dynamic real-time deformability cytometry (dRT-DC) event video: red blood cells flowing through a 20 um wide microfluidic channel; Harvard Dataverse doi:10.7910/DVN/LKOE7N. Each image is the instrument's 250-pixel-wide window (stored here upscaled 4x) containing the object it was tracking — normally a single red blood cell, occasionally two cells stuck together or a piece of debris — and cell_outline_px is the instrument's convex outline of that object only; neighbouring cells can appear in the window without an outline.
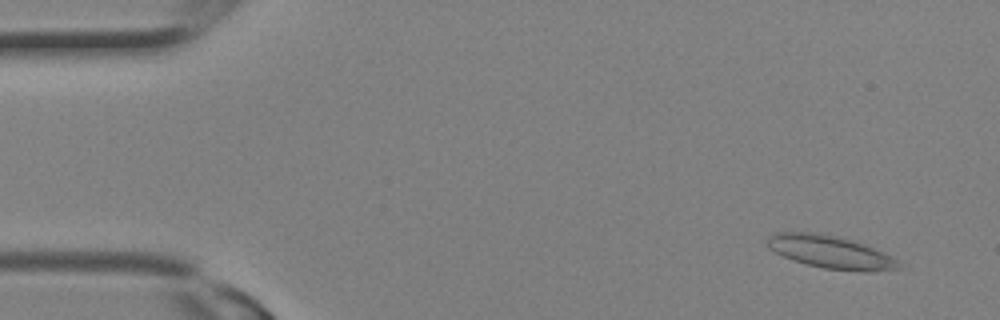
{"species": "Egyptian fruit bat (a non-hibernating species)", "species_latin": "Rousettus aegyptiacus", "temperature_condition": "room temperature", "stored_images_in_passage": 29, "camera_frame_rate_fps": 3000, "um_per_image_px": 0.085, "animal": {"sex": "female"}, "frame": {"image": 1, "passage_image": 2, "time_ms": 0.333, "image_size_px": [1000, 320], "cell_outline_px": [[900, 268], [868, 272], [856, 272], [824, 268], [804, 264], [792, 260], [768, 248], [768, 236], [776, 232], [812, 232], [836, 236], [852, 240], [864, 244], [884, 252], [900, 260]], "centroid_in_image_um": [70.62, 21.43], "position_along_channel_um": 14.4, "area_um2": 25.26}}
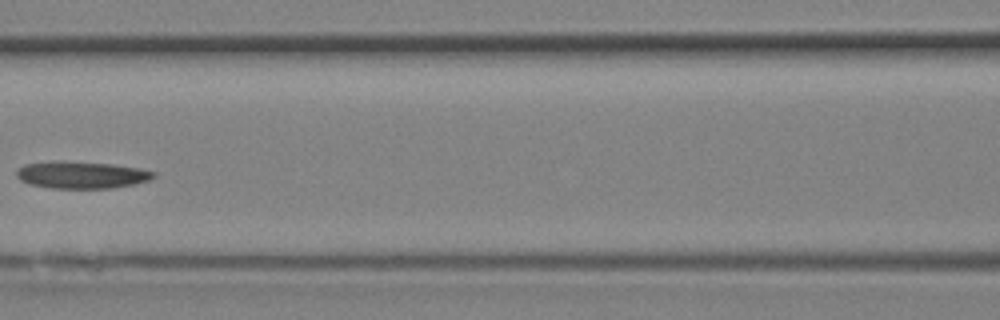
{"frame": {"image": 2, "passage_image": 13, "time_ms": 4.0, "image_size_px": [1000, 320], "cell_outline_px": [[156, 176], [148, 180], [132, 184], [112, 188], [52, 188], [28, 184], [20, 180], [16, 176], [16, 172], [24, 164], [60, 160], [112, 164], [140, 168], [156, 172]], "centroid_in_image_um": [6.91, 14.86], "position_along_channel_um": 159.7, "area_um2": 21.68}}
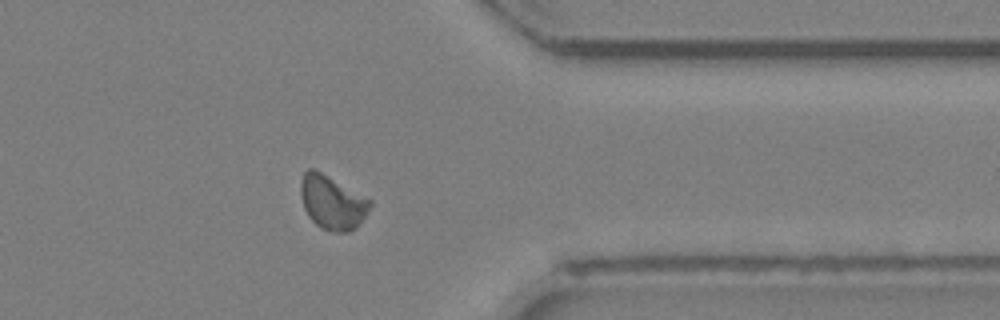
{"frame": {"image": 3, "passage_image": 23, "time_ms": 7.333, "image_size_px": [1000, 320], "cell_outline_px": [[372, 204], [368, 212], [356, 228], [348, 232], [332, 232], [320, 228], [308, 216], [304, 208], [300, 196], [300, 180], [304, 172], [308, 168], [312, 168], [320, 172], [372, 200]], "centroid_in_image_um": [28.22, 17.22], "position_along_channel_um": 383.2, "area_um2": 21.79}}